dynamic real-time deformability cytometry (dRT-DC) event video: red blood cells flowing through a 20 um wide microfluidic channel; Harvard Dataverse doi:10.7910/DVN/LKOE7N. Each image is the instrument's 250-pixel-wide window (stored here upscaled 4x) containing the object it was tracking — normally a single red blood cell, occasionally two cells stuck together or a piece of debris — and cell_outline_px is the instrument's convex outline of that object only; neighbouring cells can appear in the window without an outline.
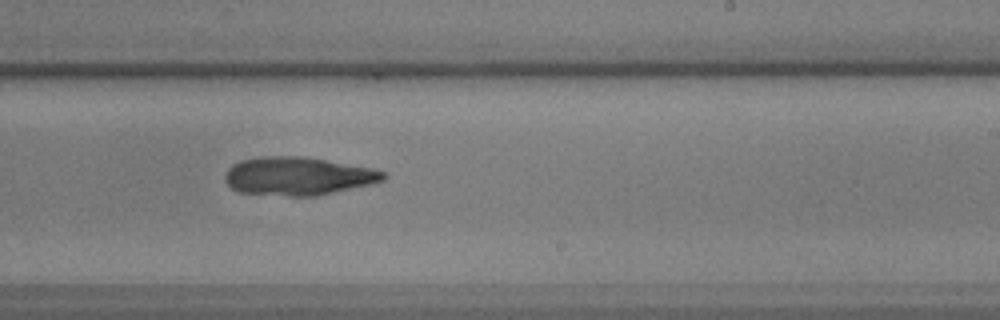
{"species": "common noctule bat (a hibernating species)", "species_latin": "Nyctalus noctula", "temperature_condition": "warm", "stored_images_in_passage": 26, "camera_frame_rate_fps": 3000, "um_per_image_px": 0.085, "animal": {"sex": "male", "body_mass_g": 17.9, "forearm_length_mm": 54.2}, "frame": {"image": 1, "passage_image": 19, "time_ms": 6.0, "image_size_px": [1000, 320], "cell_outline_px": [[388, 176], [384, 180], [368, 184], [316, 196], [288, 196], [240, 192], [232, 188], [224, 180], [224, 176], [228, 168], [232, 164], [240, 160], [264, 156], [304, 156], [372, 168], [384, 172]], "centroid_in_image_um": [25.29, 14.96], "position_along_channel_um": 263.7, "area_um2": 35.14}}